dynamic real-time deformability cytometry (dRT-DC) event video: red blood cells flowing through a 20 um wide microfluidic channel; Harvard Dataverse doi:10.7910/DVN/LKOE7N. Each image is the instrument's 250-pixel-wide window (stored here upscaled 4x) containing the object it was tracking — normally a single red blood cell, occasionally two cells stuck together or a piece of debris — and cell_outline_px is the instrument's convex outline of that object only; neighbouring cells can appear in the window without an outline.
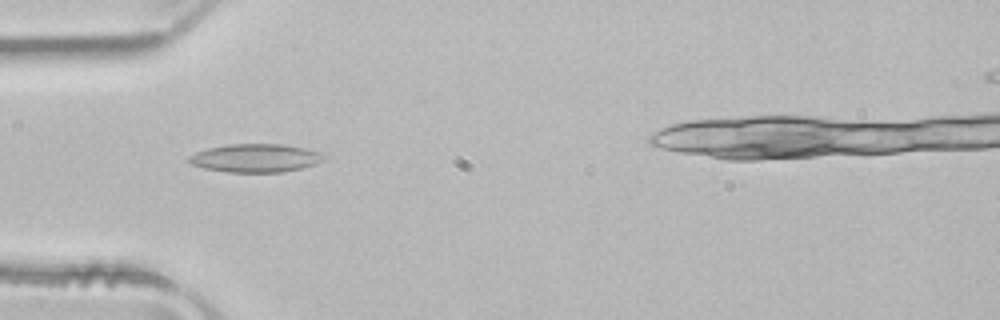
{"species": "common noctule bat (a hibernating species)", "species_latin": "Nyctalus noctula", "temperature_condition": "room temperature", "stored_images_in_passage": 45, "camera_frame_rate_fps": 3000, "um_per_image_px": 0.085, "animal": {"sex": "male", "body_mass_g": 21.5, "forearm_length_mm": 52.0}, "frame": {"image": 1, "passage_image": 14, "time_ms": 4.333, "image_size_px": [1000, 320], "cell_outline_px": [[328, 156], [324, 160], [316, 164], [300, 168], [280, 172], [228, 172], [204, 168], [192, 164], [188, 160], [188, 156], [196, 152], [208, 148], [228, 144], [284, 144], [324, 152]], "centroid_in_image_um": [21.77, 13.42], "position_along_channel_um": 63.2, "area_um2": 22.37}}
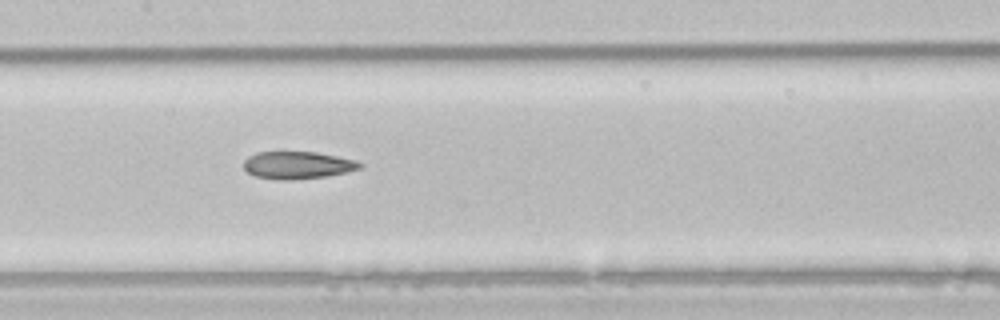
{"frame": {"image": 2, "passage_image": 23, "time_ms": 7.333, "image_size_px": [1000, 320], "cell_outline_px": [[364, 164], [360, 168], [348, 172], [324, 176], [296, 180], [284, 180], [256, 176], [248, 172], [244, 168], [244, 160], [248, 156], [256, 152], [316, 152], [356, 160]], "centroid_in_image_um": [25.3, 14.03], "position_along_channel_um": 182.1, "area_um2": 18.5}}
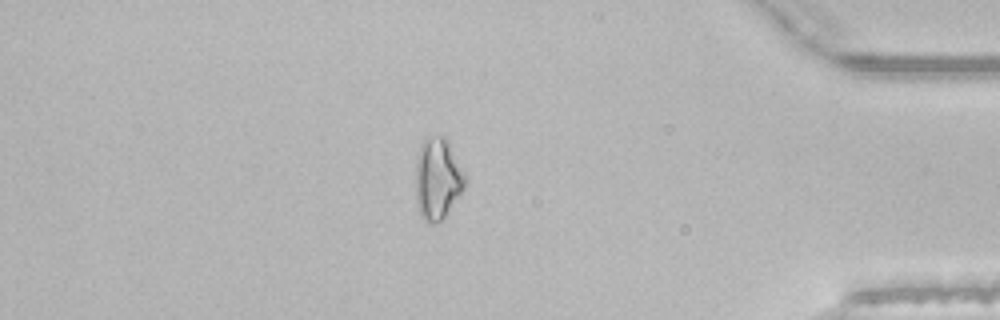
{"frame": {"image": 3, "passage_image": 42, "time_ms": 13.667, "image_size_px": [1000, 320], "cell_outline_px": [[468, 184], [444, 216], [436, 224], [428, 224], [420, 216], [416, 204], [416, 152], [424, 136], [444, 136], [448, 140], [468, 176]], "centroid_in_image_um": [37.21, 15.15], "position_along_channel_um": 398.0, "area_um2": 24.33}}